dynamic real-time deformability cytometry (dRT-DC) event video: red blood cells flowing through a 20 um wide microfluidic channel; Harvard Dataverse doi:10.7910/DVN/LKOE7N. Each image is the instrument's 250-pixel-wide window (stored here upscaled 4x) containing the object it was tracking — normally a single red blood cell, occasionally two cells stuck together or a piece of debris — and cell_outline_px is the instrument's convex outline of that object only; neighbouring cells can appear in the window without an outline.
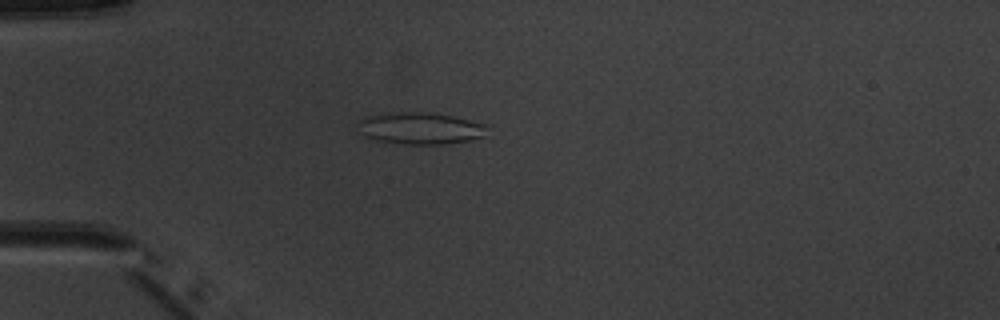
{"species": "common noctule bat (a hibernating species)", "species_latin": "Nyctalus noctula", "temperature_condition": "warm", "stored_images_in_passage": 5, "camera_frame_rate_fps": 3000, "um_per_image_px": 0.085, "animal": {"sex": "male", "body_mass_g": 20.1, "forearm_length_mm": 53.5}, "frame": {"image": 1, "passage_image": 3, "time_ms": 2.667, "image_size_px": [1000, 320], "cell_outline_px": [[488, 128], [484, 136], [468, 140], [444, 144], [404, 144], [376, 140], [364, 136], [360, 120], [368, 116], [388, 112], [424, 112], [452, 116], [484, 124]], "centroid_in_image_um": [35.75, 10.9], "position_along_channel_um": 49.3, "area_um2": 23.52}}
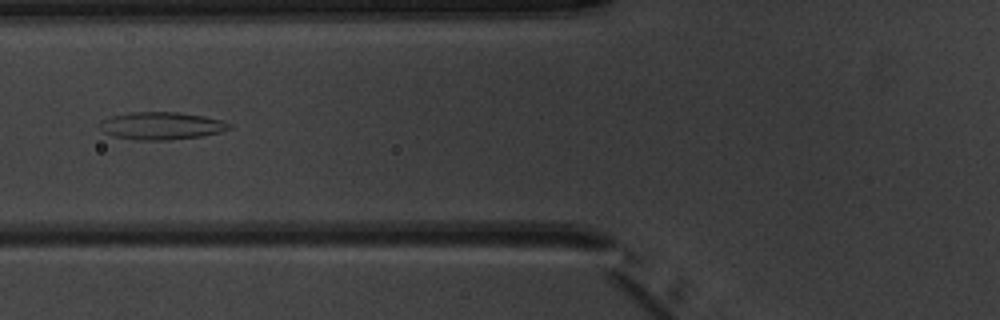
{"frame": {"image": 2, "passage_image": 5, "time_ms": 4.667, "image_size_px": [1000, 320], "cell_outline_px": [[232, 128], [220, 132], [204, 136], [168, 140], [136, 140], [112, 136], [104, 132], [100, 128], [100, 124], [104, 120], [112, 116], [132, 112], [176, 112], [204, 116], [224, 120], [232, 124]], "centroid_in_image_um": [13.78, 10.7], "position_along_channel_um": 112.0, "area_um2": 20.87}}